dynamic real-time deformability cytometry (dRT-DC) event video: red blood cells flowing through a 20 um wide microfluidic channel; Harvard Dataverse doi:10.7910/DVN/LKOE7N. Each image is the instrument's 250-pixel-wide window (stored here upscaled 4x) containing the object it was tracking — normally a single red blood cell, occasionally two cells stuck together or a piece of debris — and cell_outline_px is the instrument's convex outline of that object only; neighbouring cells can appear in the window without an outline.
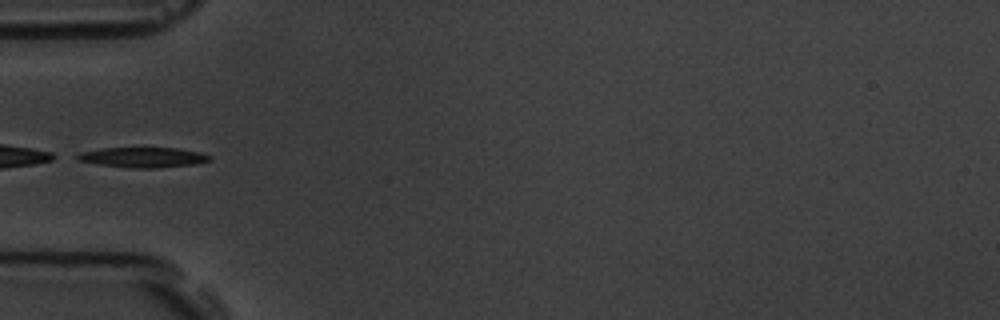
{"species": "common noctule bat (a hibernating species)", "species_latin": "Nyctalus noctula", "temperature_condition": "room temperature", "stored_images_in_passage": 5, "segment_of_instrument_passage": [2, 2], "camera_frame_rate_fps": 3000, "um_per_image_px": 0.085, "animal": {"sex": "male", "body_mass_g": 19.5, "forearm_length_mm": 54.6}, "frame": {"image": 1, "passage_image": 5, "time_ms": 4.667, "image_size_px": [1000, 320], "cell_outline_px": [[212, 160], [196, 164], [156, 168], [132, 168], [100, 164], [76, 160], [72, 156], [80, 152], [100, 148], [180, 148], [200, 152], [212, 156]], "centroid_in_image_um": [12.15, 13.37], "position_along_channel_um": 72.8, "area_um2": 15.72}}